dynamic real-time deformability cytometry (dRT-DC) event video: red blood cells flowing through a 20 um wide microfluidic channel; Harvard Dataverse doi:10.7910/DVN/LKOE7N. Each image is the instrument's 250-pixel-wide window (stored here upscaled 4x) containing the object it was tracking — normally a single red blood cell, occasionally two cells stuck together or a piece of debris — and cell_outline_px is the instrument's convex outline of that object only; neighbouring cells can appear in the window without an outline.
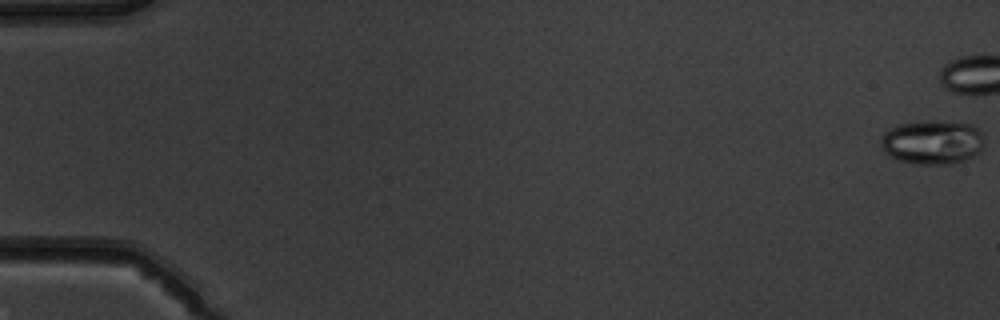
{"species": "common noctule bat (a hibernating species)", "species_latin": "Nyctalus noctula", "temperature_condition": "warm", "stored_images_in_passage": 10, "camera_frame_rate_fps": 3000, "um_per_image_px": 0.085, "animal": {"sex": "male", "body_mass_g": 19.5, "forearm_length_mm": 54.6}, "frame": {"image": 1, "passage_image": 1, "time_ms": 0.0, "image_size_px": [1000, 320], "cell_outline_px": [[984, 136], [980, 152], [976, 156], [964, 160], [948, 164], [916, 164], [900, 160], [888, 156], [884, 152], [880, 144], [880, 140], [884, 132], [900, 124], [928, 120], [972, 124], [984, 132]], "centroid_in_image_um": [79.27, 12.08], "position_along_channel_um": 5.7, "area_um2": 26.82}}